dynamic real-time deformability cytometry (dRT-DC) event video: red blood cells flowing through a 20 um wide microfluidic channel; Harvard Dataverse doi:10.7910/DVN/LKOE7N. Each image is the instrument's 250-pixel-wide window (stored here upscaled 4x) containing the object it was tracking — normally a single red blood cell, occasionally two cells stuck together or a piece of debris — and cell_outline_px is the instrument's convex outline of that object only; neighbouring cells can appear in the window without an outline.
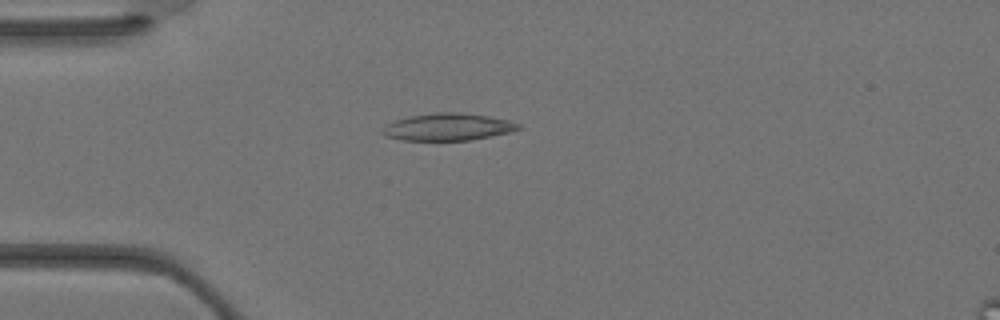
{"species": "Egyptian fruit bat (a non-hibernating species)", "species_latin": "Rousettus aegyptiacus", "temperature_condition": "warm", "stored_images_in_passage": 5, "camera_frame_rate_fps": 3000, "um_per_image_px": 0.085, "animal": {"sex": "female"}, "frame": {"image": 1, "passage_image": 1, "time_ms": 0.0, "image_size_px": [1000, 320], "cell_outline_px": [[524, 128], [512, 132], [492, 136], [468, 140], [404, 140], [384, 136], [380, 132], [380, 128], [396, 120], [412, 116], [436, 112], [460, 112], [488, 116], [508, 120], [520, 124]], "centroid_in_image_um": [38.1, 10.79], "position_along_channel_um": 46.9, "area_um2": 21.62}}
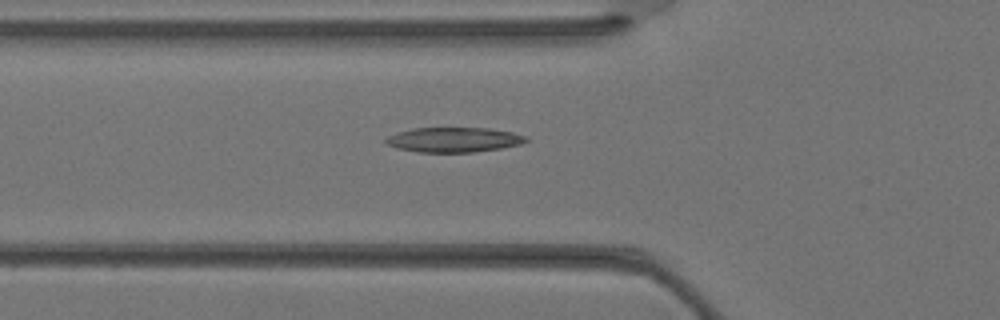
{"frame": {"image": 2, "passage_image": 4, "time_ms": 1.0, "image_size_px": [1000, 320], "cell_outline_px": [[528, 140], [520, 144], [500, 148], [472, 152], [416, 152], [396, 148], [384, 144], [384, 140], [388, 136], [412, 128], [488, 128], [512, 132], [528, 136]], "centroid_in_image_um": [38.55, 11.88], "position_along_channel_um": 87.3, "area_um2": 20.29}}